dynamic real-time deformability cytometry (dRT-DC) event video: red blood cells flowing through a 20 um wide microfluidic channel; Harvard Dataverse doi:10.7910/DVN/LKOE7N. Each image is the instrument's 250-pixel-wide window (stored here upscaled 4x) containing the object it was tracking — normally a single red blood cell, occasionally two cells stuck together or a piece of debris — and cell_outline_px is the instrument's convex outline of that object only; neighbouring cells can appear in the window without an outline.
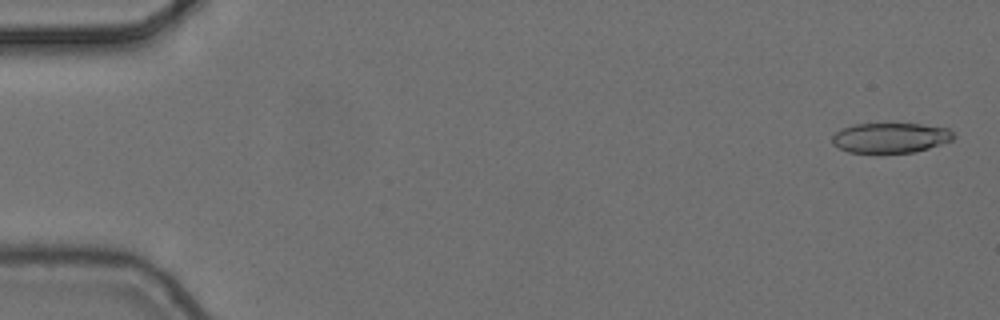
{"species": "common noctule bat (a hibernating species)", "species_latin": "Nyctalus noctula", "temperature_condition": "cold", "stored_images_in_passage": 5, "camera_frame_rate_fps": 3000, "um_per_image_px": 0.085, "animal": {"sex": "female", "body_mass_g": 24.6, "forearm_length_mm": 56.2}, "frame": {"image": 1, "passage_image": 1, "time_ms": 0.0, "image_size_px": [1000, 320], "cell_outline_px": [[956, 136], [952, 140], [916, 152], [848, 152], [832, 144], [832, 136], [840, 128], [852, 124], [888, 120], [920, 124], [948, 128]], "centroid_in_image_um": [75.66, 11.64], "position_along_channel_um": 9.3, "area_um2": 22.14}}
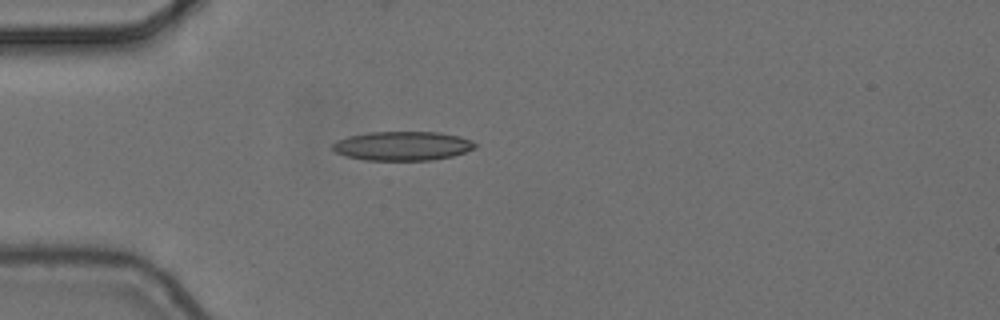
{"frame": {"image": 2, "passage_image": 5, "time_ms": 1.333, "image_size_px": [1000, 320], "cell_outline_px": [[476, 148], [452, 156], [432, 160], [364, 160], [344, 156], [336, 152], [332, 148], [332, 144], [336, 140], [348, 136], [368, 132], [440, 132], [460, 136], [472, 140], [476, 144]], "centroid_in_image_um": [34.2, 12.4], "position_along_channel_um": 50.8, "area_um2": 24.33}}